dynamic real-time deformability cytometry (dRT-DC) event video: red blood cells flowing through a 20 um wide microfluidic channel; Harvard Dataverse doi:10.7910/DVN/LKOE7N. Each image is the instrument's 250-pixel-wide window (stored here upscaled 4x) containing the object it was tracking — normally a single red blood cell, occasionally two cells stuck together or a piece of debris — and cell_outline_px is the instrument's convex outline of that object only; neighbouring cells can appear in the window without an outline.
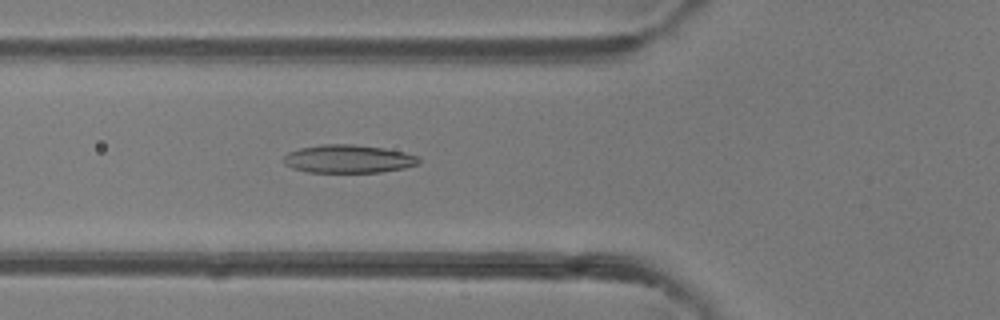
{"species": "common noctule bat (a hibernating species)", "species_latin": "Nyctalus noctula", "temperature_condition": "room temperature", "stored_images_in_passage": 44, "camera_frame_rate_fps": 3000, "um_per_image_px": 0.085, "animal": {"sex": "female"}, "frame": {"image": 1, "passage_image": 14, "time_ms": 4.333, "image_size_px": [1000, 320], "cell_outline_px": [[420, 164], [404, 168], [380, 172], [308, 172], [292, 168], [284, 164], [284, 156], [288, 152], [300, 148], [320, 144], [356, 144], [384, 148], [404, 152], [420, 156]], "centroid_in_image_um": [29.63, 13.5], "position_along_channel_um": 96.2, "area_um2": 22.37}}
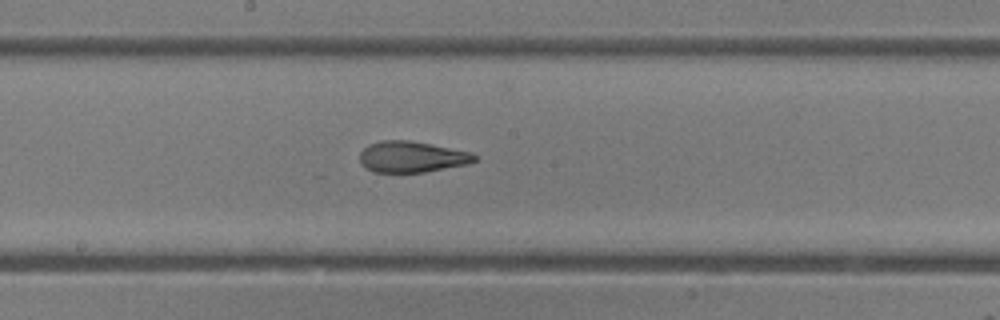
{"frame": {"image": 2, "passage_image": 22, "time_ms": 7.0, "image_size_px": [1000, 320], "cell_outline_px": [[476, 160], [468, 164], [424, 172], [372, 172], [360, 164], [360, 152], [368, 144], [380, 140], [408, 140], [472, 152], [476, 156]], "centroid_in_image_um": [34.97, 13.33], "position_along_channel_um": 213.2, "area_um2": 20.81}}
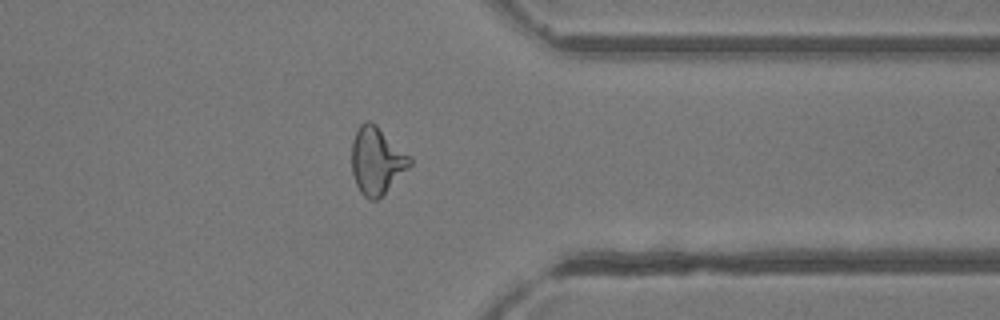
{"frame": {"image": 3, "passage_image": 34, "time_ms": 11.0, "image_size_px": [1000, 320], "cell_outline_px": [[412, 164], [376, 200], [368, 200], [360, 192], [356, 184], [352, 172], [352, 140], [360, 124], [368, 120], [376, 124], [412, 156]], "centroid_in_image_um": [32.02, 13.63], "position_along_channel_um": 379.4, "area_um2": 22.66}}